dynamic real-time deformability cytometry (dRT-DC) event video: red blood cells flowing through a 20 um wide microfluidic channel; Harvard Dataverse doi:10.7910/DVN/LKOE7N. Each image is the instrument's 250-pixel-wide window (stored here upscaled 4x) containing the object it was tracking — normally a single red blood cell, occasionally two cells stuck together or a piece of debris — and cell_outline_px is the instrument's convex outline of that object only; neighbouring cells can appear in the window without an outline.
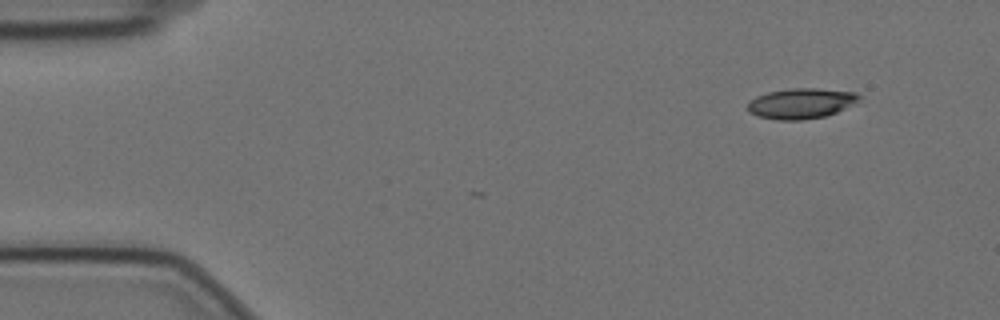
{"species": "Egyptian fruit bat (a non-hibernating species)", "species_latin": "Rousettus aegyptiacus", "temperature_condition": "cold", "stored_images_in_passage": 5, "camera_frame_rate_fps": 3000, "um_per_image_px": 0.085, "animal": {"sex": "female"}, "frame": {"image": 1, "passage_image": 1, "time_ms": 0.0, "image_size_px": [1000, 320], "cell_outline_px": [[860, 96], [852, 104], [836, 112], [824, 116], [800, 120], [776, 120], [756, 116], [748, 112], [748, 100], [756, 96], [768, 92], [792, 88], [816, 88], [856, 92]], "centroid_in_image_um": [68.02, 8.79], "position_along_channel_um": 17.0, "area_um2": 19.65}}